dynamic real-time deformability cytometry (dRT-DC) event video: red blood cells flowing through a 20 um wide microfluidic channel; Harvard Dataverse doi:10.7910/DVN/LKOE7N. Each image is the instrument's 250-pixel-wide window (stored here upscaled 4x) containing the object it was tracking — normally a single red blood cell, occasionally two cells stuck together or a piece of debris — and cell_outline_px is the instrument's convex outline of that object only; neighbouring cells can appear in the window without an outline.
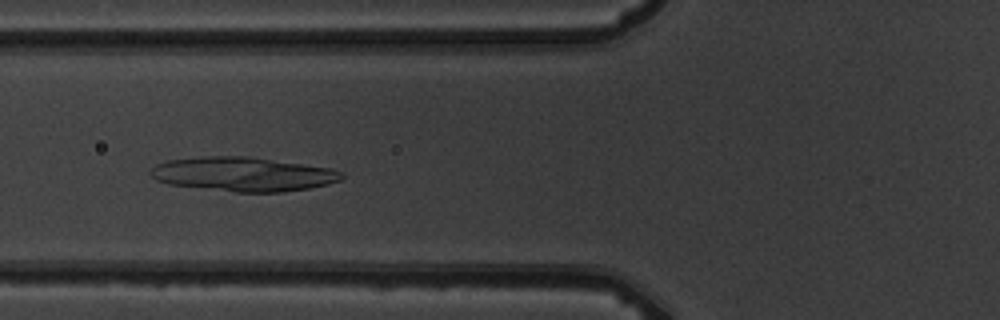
{"species": "common noctule bat (a hibernating species)", "species_latin": "Nyctalus noctula", "temperature_condition": "warm", "stored_images_in_passage": 3, "camera_frame_rate_fps": 3000, "um_per_image_px": 0.085, "animal": {"sex": "male", "body_mass_g": 19.5, "forearm_length_mm": 54.6}, "frame": {"image": 1, "passage_image": 3, "time_ms": 2.333, "image_size_px": [1000, 320], "cell_outline_px": [[344, 176], [340, 180], [328, 184], [308, 188], [280, 192], [236, 192], [168, 184], [156, 180], [148, 172], [156, 164], [168, 160], [200, 156], [248, 156], [328, 168], [344, 172]], "centroid_in_image_um": [20.62, 14.8], "position_along_channel_um": 105.2, "area_um2": 37.92}}